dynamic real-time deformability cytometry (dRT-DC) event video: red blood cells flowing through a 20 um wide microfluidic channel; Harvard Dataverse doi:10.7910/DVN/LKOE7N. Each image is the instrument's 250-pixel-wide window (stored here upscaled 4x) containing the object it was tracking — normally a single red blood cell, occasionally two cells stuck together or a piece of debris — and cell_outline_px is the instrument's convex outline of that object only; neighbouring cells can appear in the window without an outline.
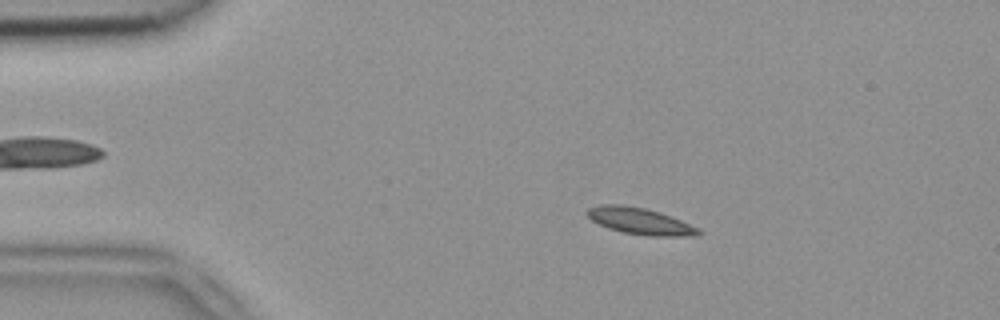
{"species": "common noctule bat (a hibernating species)", "species_latin": "Nyctalus noctula", "temperature_condition": "room temperature", "stored_images_in_passage": 18, "camera_frame_rate_fps": 3000, "um_per_image_px": 0.085, "animal": {"sex": "female", "body_mass_g": 18.4}, "frame": {"image": 1, "passage_image": 1, "time_ms": 0.0, "image_size_px": [1000, 320], "cell_outline_px": [[704, 232], [696, 236], [648, 236], [624, 232], [608, 228], [592, 220], [584, 212], [588, 208], [600, 204], [620, 204], [644, 208], [660, 212], [700, 228]], "centroid_in_image_um": [54.42, 18.79], "position_along_channel_um": 30.6, "area_um2": 17.28}}
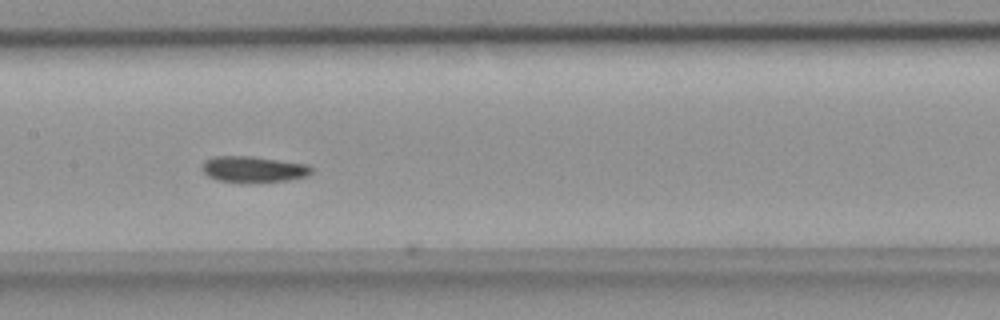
{"frame": {"image": 2, "passage_image": 17, "time_ms": 5.333, "image_size_px": [1000, 320], "cell_outline_px": [[312, 172], [308, 176], [288, 180], [216, 180], [208, 176], [204, 172], [204, 160], [212, 156], [252, 156], [308, 164], [312, 168]], "centroid_in_image_um": [21.57, 14.34], "position_along_channel_um": 185.8, "area_um2": 15.95}}